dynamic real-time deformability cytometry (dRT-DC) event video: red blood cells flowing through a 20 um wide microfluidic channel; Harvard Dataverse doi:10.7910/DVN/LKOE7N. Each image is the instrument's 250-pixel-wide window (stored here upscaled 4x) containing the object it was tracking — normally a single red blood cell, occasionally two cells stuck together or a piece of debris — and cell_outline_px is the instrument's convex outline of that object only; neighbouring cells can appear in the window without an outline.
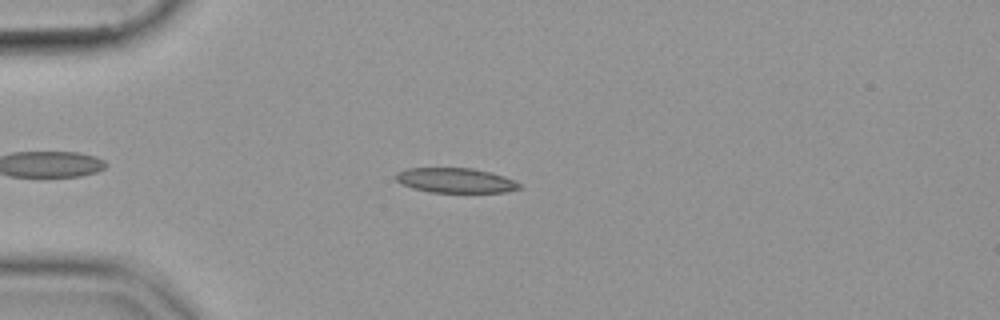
{"species": "common noctule bat (a hibernating species)", "species_latin": "Nyctalus noctula", "temperature_condition": "cold", "stored_images_in_passage": 51, "camera_frame_rate_fps": 3000, "um_per_image_px": 0.085, "animal": {"sex": "female", "body_mass_g": 19.9}, "frame": {"image": 1, "passage_image": 11, "time_ms": 3.333, "image_size_px": [1000, 320], "cell_outline_px": [[520, 188], [504, 192], [432, 192], [412, 188], [400, 184], [392, 176], [396, 172], [408, 168], [472, 168], [492, 172], [504, 176], [520, 184]], "centroid_in_image_um": [38.65, 15.32], "position_along_channel_um": 46.4, "area_um2": 17.92}}
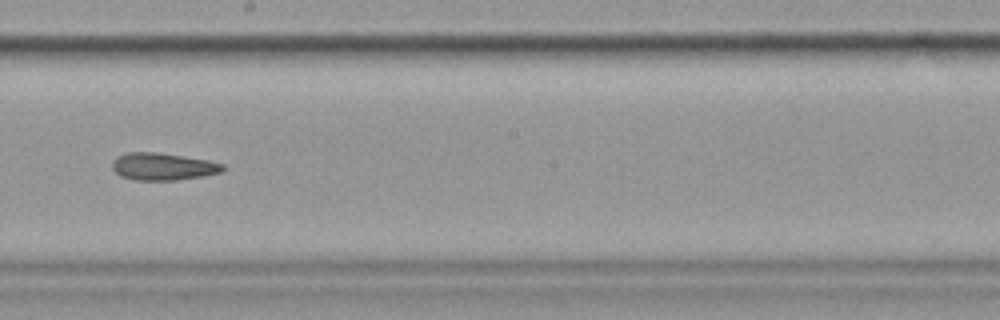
{"frame": {"image": 2, "passage_image": 28, "time_ms": 9.0, "image_size_px": [1000, 320], "cell_outline_px": [[224, 168], [220, 172], [204, 176], [176, 180], [136, 180], [120, 176], [112, 168], [112, 164], [120, 156], [128, 152], [156, 152], [208, 160], [224, 164]], "centroid_in_image_um": [13.87, 14.16], "position_along_channel_um": 234.3, "area_um2": 17.34}}
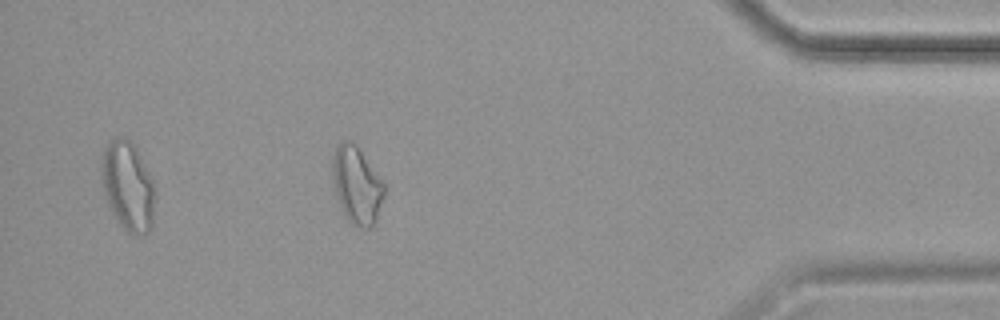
{"frame": {"image": 3, "passage_image": 45, "time_ms": 14.667, "image_size_px": [1000, 320], "cell_outline_px": [[384, 196], [376, 220], [368, 228], [360, 228], [352, 224], [344, 216], [336, 196], [332, 172], [332, 156], [336, 148], [344, 140], [348, 140], [356, 144], [384, 184]], "centroid_in_image_um": [30.3, 15.75], "position_along_channel_um": 404.9, "area_um2": 23.0}}